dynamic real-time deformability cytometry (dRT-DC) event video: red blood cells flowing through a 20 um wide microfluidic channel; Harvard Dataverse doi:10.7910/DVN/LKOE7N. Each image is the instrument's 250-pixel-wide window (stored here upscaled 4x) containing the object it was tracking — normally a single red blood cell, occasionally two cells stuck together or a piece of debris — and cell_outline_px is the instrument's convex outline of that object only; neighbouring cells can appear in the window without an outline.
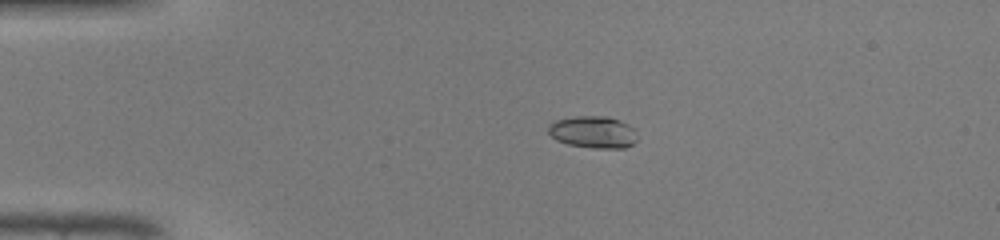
{"species": "common noctule bat (a hibernating species)", "species_latin": "Nyctalus noctula", "temperature_condition": "warm", "stored_images_in_passage": 47, "camera_frame_rate_fps": 3000, "um_per_image_px": 0.085, "animal": {"sex": "male", "body_mass_g": 19.0, "forearm_length_mm": 50.8}, "frame": {"image": 1, "passage_image": 10, "time_ms": 3.0, "image_size_px": [1000, 240], "cell_outline_px": [[636, 140], [632, 144], [624, 148], [596, 148], [568, 144], [556, 140], [548, 132], [548, 124], [556, 120], [576, 116], [608, 116], [620, 120], [636, 128]], "centroid_in_image_um": [50.43, 11.21], "position_along_channel_um": 34.6, "area_um2": 16.7}}
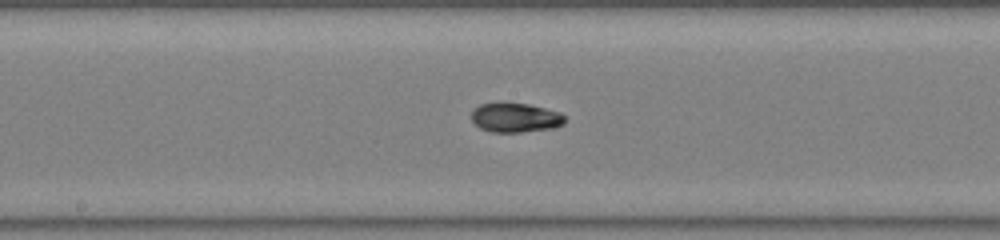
{"frame": {"image": 2, "passage_image": 25, "time_ms": 8.0, "image_size_px": [1000, 240], "cell_outline_px": [[564, 124], [556, 128], [520, 132], [492, 132], [480, 128], [472, 120], [472, 112], [480, 104], [528, 104], [560, 112], [564, 116]], "centroid_in_image_um": [43.84, 10.02], "position_along_channel_um": 204.4, "area_um2": 15.66}}
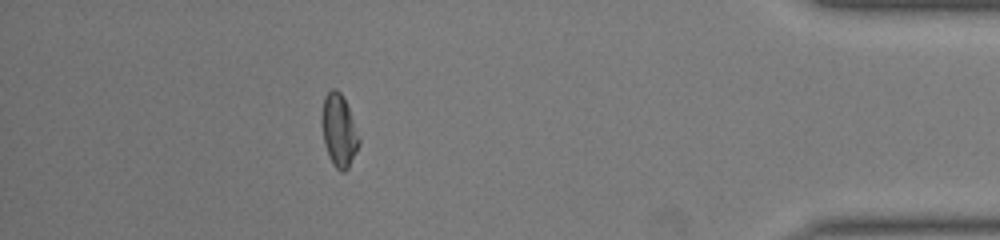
{"frame": {"image": 3, "passage_image": 42, "time_ms": 13.667, "image_size_px": [1000, 240], "cell_outline_px": [[360, 144], [348, 168], [344, 172], [340, 172], [332, 164], [328, 156], [324, 144], [320, 120], [320, 116], [324, 96], [332, 88], [336, 88], [340, 92], [348, 108], [360, 136]], "centroid_in_image_um": [28.79, 11.1], "position_along_channel_um": 406.4, "area_um2": 16.01}, "authors_computed_cell_mechanics": {"area_um2": 16.0106, "velocity_mm_per_s": 4.344, "shape_relaxation_time_tau1_ms": 11.2761, "shape_relaxation_time_tau2_ms": 2.8249, "deformation_change_tau1": 0.3349, "deformation_change_tau2": 0.0568}}